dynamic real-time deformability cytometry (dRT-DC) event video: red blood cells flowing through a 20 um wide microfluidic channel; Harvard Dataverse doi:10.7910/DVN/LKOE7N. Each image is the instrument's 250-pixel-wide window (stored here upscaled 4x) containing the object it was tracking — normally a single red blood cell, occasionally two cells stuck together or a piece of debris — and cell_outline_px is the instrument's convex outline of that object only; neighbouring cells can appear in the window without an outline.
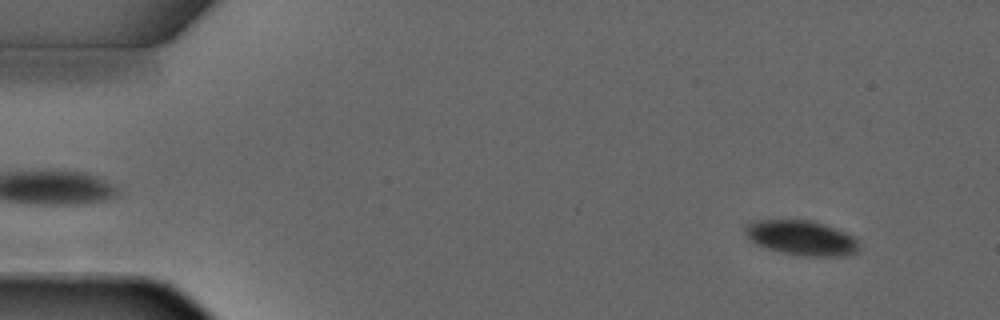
{"species": "common noctule bat (a hibernating species)", "species_latin": "Nyctalus noctula", "temperature_condition": "warm", "stored_images_in_passage": 3, "camera_frame_rate_fps": 3000, "um_per_image_px": 0.085, "animal": {"sex": "male", "forearm_length_mm": 52.5}, "frame": {"image": 1, "passage_image": 3, "time_ms": 3.333, "image_size_px": [1000, 320], "cell_outline_px": [[860, 248], [856, 252], [844, 256], [800, 256], [768, 248], [756, 244], [744, 232], [744, 228], [748, 224], [756, 220], [812, 220], [824, 224], [856, 236], [860, 244]], "centroid_in_image_um": [68.19, 20.22], "position_along_channel_um": 16.8, "area_um2": 23.12}}